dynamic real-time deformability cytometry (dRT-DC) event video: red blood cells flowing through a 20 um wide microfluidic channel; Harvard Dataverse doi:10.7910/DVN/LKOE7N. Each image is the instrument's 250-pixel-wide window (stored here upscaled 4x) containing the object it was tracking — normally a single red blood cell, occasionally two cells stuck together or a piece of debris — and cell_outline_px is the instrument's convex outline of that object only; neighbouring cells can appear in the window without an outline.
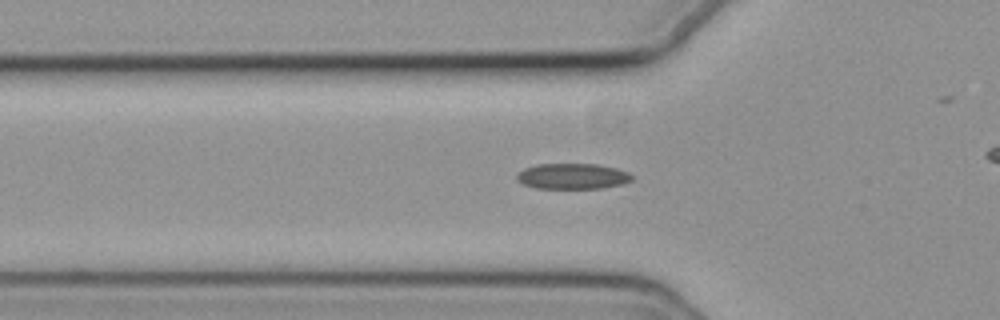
{"species": "common noctule bat (a hibernating species)", "species_latin": "Nyctalus noctula", "temperature_condition": "cold", "stored_images_in_passage": 21, "camera_frame_rate_fps": 3000, "um_per_image_px": 0.085, "animal": {"sex": "female", "body_mass_g": 19.3, "forearm_length_mm": 54.1}, "frame": {"image": 1, "passage_image": 5, "time_ms": 1.333, "image_size_px": [1000, 320], "cell_outline_px": [[636, 176], [632, 180], [624, 184], [604, 188], [536, 188], [524, 184], [516, 180], [516, 176], [524, 168], [536, 164], [596, 164], [616, 168], [628, 172]], "centroid_in_image_um": [48.71, 14.98], "position_along_channel_um": 77.1, "area_um2": 17.34}}
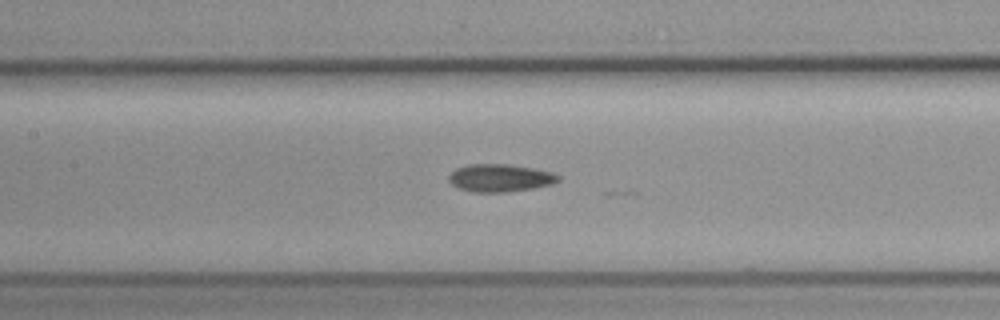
{"frame": {"image": 2, "passage_image": 12, "time_ms": 3.667, "image_size_px": [1000, 320], "cell_outline_px": [[560, 180], [552, 184], [536, 188], [504, 192], [472, 192], [456, 188], [448, 180], [448, 176], [456, 168], [472, 164], [508, 164], [532, 168], [552, 172], [560, 176]], "centroid_in_image_um": [42.5, 15.13], "position_along_channel_um": 164.9, "area_um2": 17.74}}
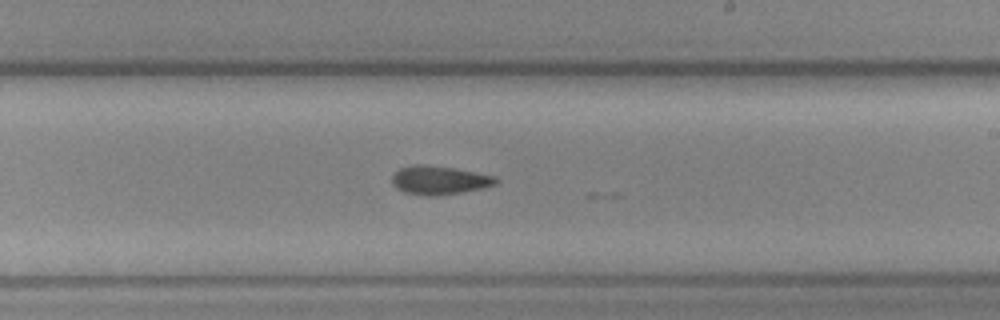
{"frame": {"image": 3, "passage_image": 19, "time_ms": 6.0, "image_size_px": [1000, 320], "cell_outline_px": [[496, 184], [480, 188], [440, 196], [428, 196], [404, 192], [396, 188], [392, 184], [392, 176], [400, 168], [412, 164], [424, 164], [456, 168], [496, 176]], "centroid_in_image_um": [37.3, 15.3], "position_along_channel_um": 251.7, "area_um2": 17.34}}